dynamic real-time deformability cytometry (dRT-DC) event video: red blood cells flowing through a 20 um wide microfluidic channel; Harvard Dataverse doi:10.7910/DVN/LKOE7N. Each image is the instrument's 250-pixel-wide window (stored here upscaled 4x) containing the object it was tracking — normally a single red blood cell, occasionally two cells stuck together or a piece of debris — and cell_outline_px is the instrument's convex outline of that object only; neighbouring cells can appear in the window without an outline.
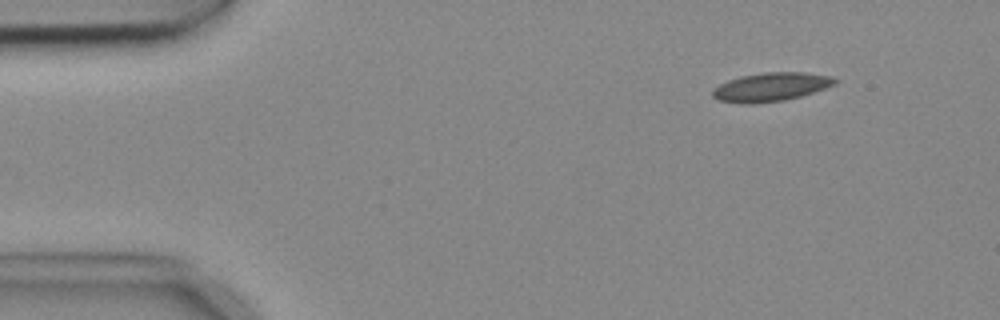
{"species": "common noctule bat (a hibernating species)", "species_latin": "Nyctalus noctula", "temperature_condition": "cold", "stored_images_in_passage": 4, "camera_frame_rate_fps": 3000, "um_per_image_px": 0.085, "animal": {"sex": "female", "body_mass_g": 18.4}, "frame": {"image": 1, "passage_image": 1, "time_ms": 0.0, "image_size_px": [1000, 320], "cell_outline_px": [[840, 80], [836, 84], [800, 96], [784, 100], [752, 104], [744, 104], [716, 100], [712, 96], [712, 88], [728, 80], [740, 76], [764, 72], [804, 72], [832, 76]], "centroid_in_image_um": [65.51, 7.39], "position_along_channel_um": 19.5, "area_um2": 20.58}}